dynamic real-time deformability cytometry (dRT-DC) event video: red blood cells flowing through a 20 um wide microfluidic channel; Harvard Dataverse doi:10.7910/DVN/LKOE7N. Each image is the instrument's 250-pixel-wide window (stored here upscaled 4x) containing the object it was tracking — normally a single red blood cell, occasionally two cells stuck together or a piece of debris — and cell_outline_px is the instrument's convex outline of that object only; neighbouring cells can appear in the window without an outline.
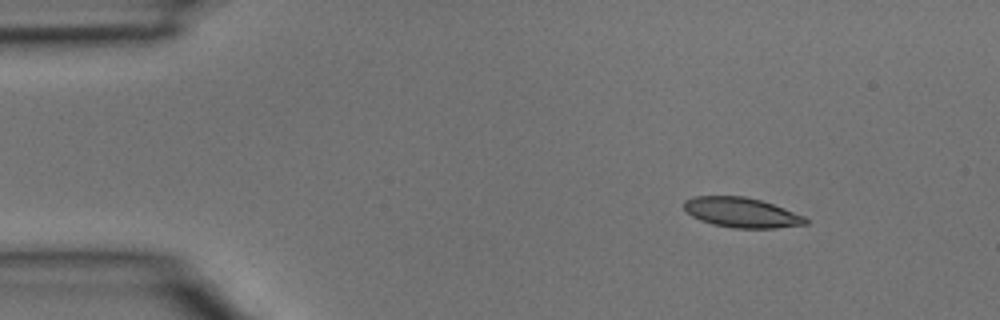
{"species": "common noctule bat (a hibernating species)", "species_latin": "Nyctalus noctula", "temperature_condition": "room temperature", "stored_images_in_passage": 4, "camera_frame_rate_fps": 3000, "um_per_image_px": 0.085, "animal": {"sex": "male", "body_mass_g": 15.6}, "frame": {"image": 1, "passage_image": 1, "time_ms": 0.0, "image_size_px": [1000, 320], "cell_outline_px": [[808, 224], [776, 228], [732, 228], [712, 224], [700, 220], [692, 216], [684, 208], [684, 200], [692, 196], [744, 196], [760, 200], [784, 208], [804, 216], [808, 220]], "centroid_in_image_um": [63.02, 18.07], "position_along_channel_um": 22.0, "area_um2": 21.21}}
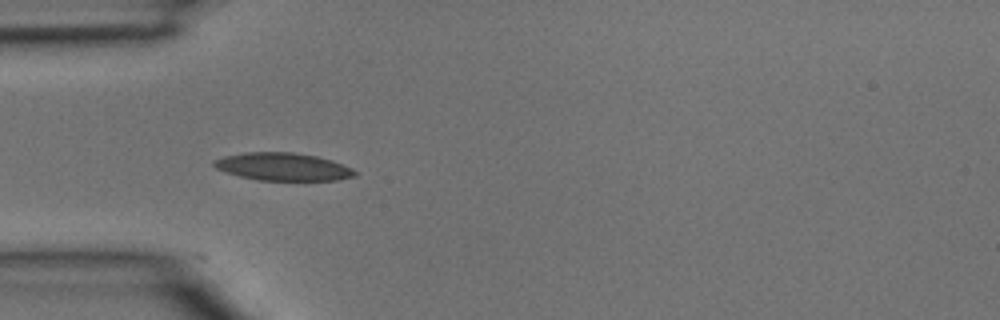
{"frame": {"image": 2, "passage_image": 3, "time_ms": 0.667, "image_size_px": [1000, 320], "cell_outline_px": [[356, 176], [336, 180], [256, 180], [240, 176], [216, 168], [212, 164], [212, 160], [224, 156], [244, 152], [292, 152], [316, 156], [332, 160], [352, 168], [356, 172]], "centroid_in_image_um": [24.04, 14.16], "position_along_channel_um": 61.0, "area_um2": 22.72}}